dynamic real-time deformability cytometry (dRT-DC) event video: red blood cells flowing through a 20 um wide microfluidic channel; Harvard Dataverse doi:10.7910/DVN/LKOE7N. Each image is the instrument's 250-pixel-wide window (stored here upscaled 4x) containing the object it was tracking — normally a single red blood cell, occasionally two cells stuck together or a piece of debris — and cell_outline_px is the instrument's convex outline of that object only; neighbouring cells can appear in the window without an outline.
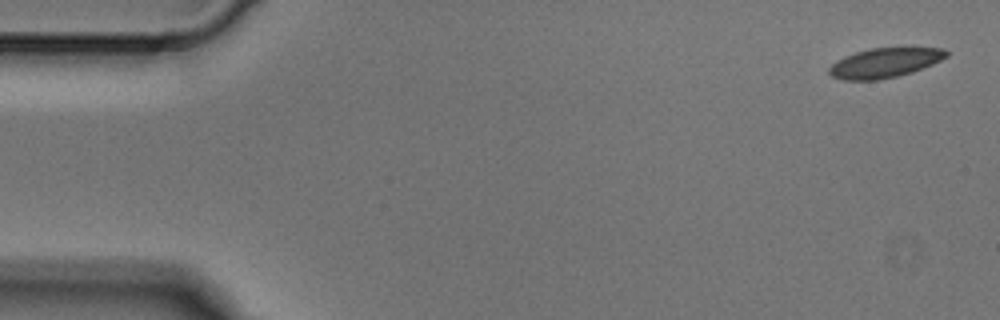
{"species": "Egyptian fruit bat (a non-hibernating species)", "species_latin": "Rousettus aegyptiacus", "temperature_condition": "cold", "stored_images_in_passage": 4, "camera_frame_rate_fps": 3000, "um_per_image_px": 0.085, "animal": {"sex": "male"}, "frame": {"image": 1, "passage_image": 1, "time_ms": 0.0, "image_size_px": [1000, 320], "cell_outline_px": [[948, 56], [932, 64], [912, 72], [896, 76], [876, 80], [844, 80], [832, 76], [828, 72], [828, 68], [836, 60], [844, 56], [856, 52], [872, 48], [944, 48], [948, 52]], "centroid_in_image_um": [75.17, 5.34], "position_along_channel_um": 9.8, "area_um2": 20.06}}
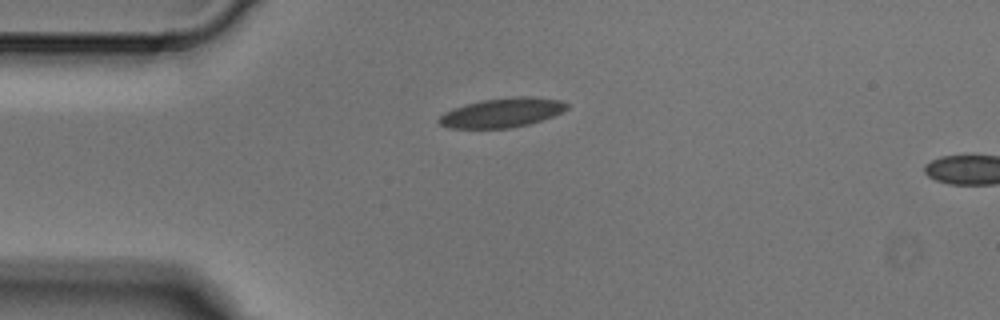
{"frame": {"image": 2, "passage_image": 3, "time_ms": 0.667, "image_size_px": [1000, 320], "cell_outline_px": [[568, 108], [552, 116], [528, 124], [508, 128], [448, 128], [440, 124], [436, 120], [444, 112], [452, 108], [480, 100], [516, 96], [532, 96], [560, 100], [568, 104]], "centroid_in_image_um": [42.63, 9.57], "position_along_channel_um": 42.4, "area_um2": 21.85}}